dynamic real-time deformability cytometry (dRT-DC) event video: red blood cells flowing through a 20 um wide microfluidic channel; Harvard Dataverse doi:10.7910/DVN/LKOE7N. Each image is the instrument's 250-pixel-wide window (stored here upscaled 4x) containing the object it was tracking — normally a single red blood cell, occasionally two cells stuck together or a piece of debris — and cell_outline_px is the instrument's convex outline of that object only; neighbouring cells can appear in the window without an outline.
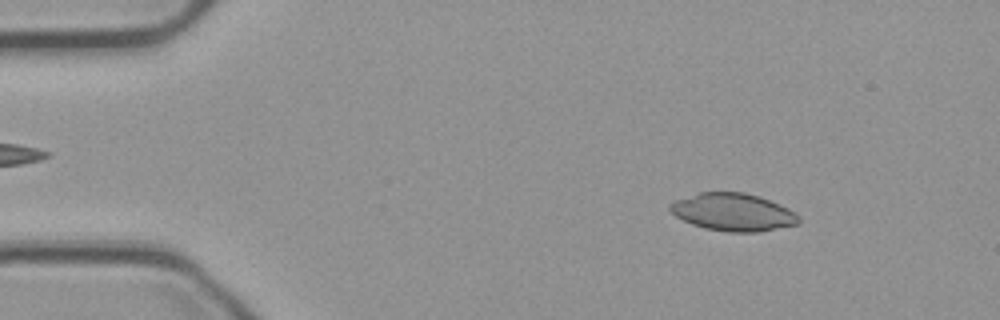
{"species": "common noctule bat (a hibernating species)", "species_latin": "Nyctalus noctula", "temperature_condition": "cold", "stored_images_in_passage": 54, "camera_frame_rate_fps": 3000, "um_per_image_px": 0.085, "animal": {"sex": "male", "body_mass_g": 23.1, "forearm_length_mm": 52.7}, "frame": {"image": 1, "passage_image": 7, "time_ms": 2.0, "image_size_px": [1000, 320], "cell_outline_px": [[800, 224], [760, 232], [728, 232], [704, 228], [692, 224], [676, 216], [668, 208], [668, 204], [676, 200], [700, 192], [744, 192], [760, 196], [788, 208], [796, 212], [800, 216]], "centroid_in_image_um": [62.35, 18.04], "position_along_channel_um": 22.7, "area_um2": 28.38}}
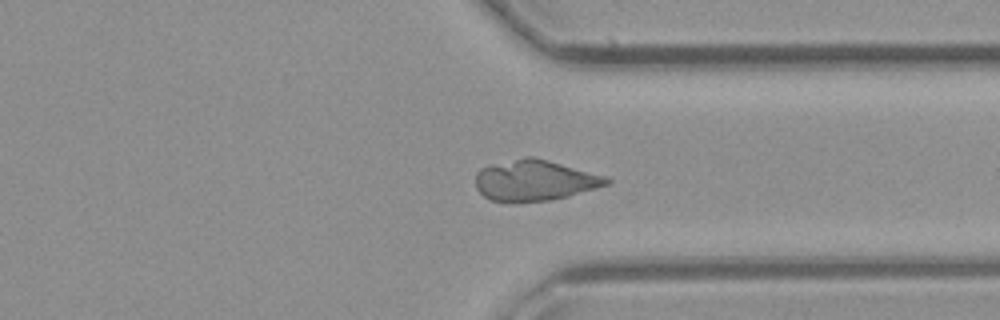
{"frame": {"image": 2, "passage_image": 41, "time_ms": 13.333, "image_size_px": [1000, 320], "cell_outline_px": [[612, 180], [608, 184], [596, 188], [568, 196], [552, 200], [492, 200], [484, 196], [476, 188], [476, 172], [480, 168], [492, 164], [524, 156], [532, 156], [548, 160], [608, 176]], "centroid_in_image_um": [45.48, 15.3], "position_along_channel_um": 365.9, "area_um2": 30.81}}
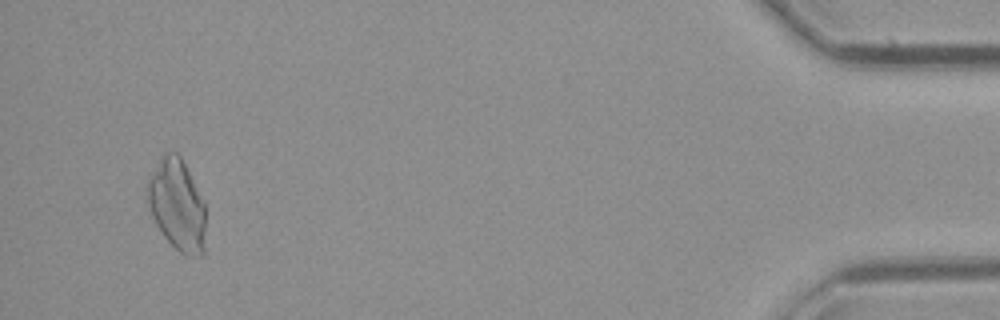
{"frame": {"image": 3, "passage_image": 52, "time_ms": 17.0, "image_size_px": [1000, 320], "cell_outline_px": [[204, 256], [188, 256], [180, 252], [164, 236], [156, 224], [144, 200], [148, 180], [160, 156], [164, 152], [176, 152], [180, 156], [204, 204]], "centroid_in_image_um": [15.0, 17.42], "position_along_channel_um": 420.2, "area_um2": 30.81}}